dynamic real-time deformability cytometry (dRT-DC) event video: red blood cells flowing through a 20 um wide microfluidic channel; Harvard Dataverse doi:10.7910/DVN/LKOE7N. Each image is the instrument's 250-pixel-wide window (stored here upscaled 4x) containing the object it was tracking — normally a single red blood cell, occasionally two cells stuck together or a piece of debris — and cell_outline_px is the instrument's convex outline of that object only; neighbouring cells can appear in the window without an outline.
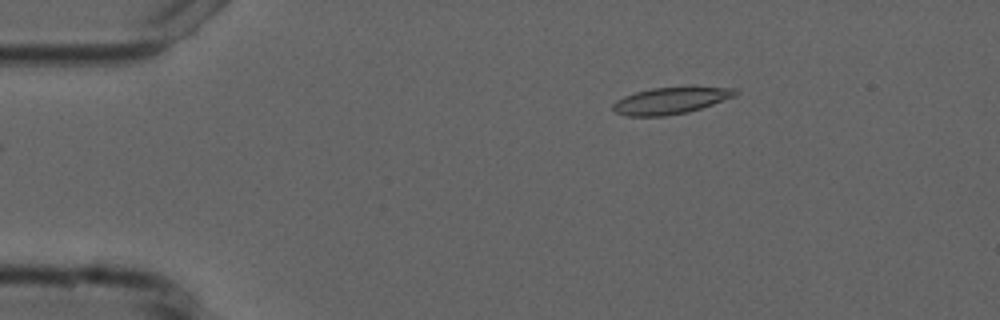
{"species": "common noctule bat (a hibernating species)", "species_latin": "Nyctalus noctula", "temperature_condition": "cold", "stored_images_in_passage": 3, "camera_frame_rate_fps": 3000, "um_per_image_px": 0.085, "animal": {"sex": "male", "forearm_length_mm": 52.5}, "frame": {"image": 1, "passage_image": 3, "time_ms": 2.333, "image_size_px": [1000, 320], "cell_outline_px": [[740, 92], [736, 96], [688, 112], [664, 116], [628, 116], [616, 112], [612, 108], [612, 104], [616, 100], [624, 96], [636, 92], [652, 88], [736, 88]], "centroid_in_image_um": [56.98, 8.57], "position_along_channel_um": 28.0, "area_um2": 18.61}}